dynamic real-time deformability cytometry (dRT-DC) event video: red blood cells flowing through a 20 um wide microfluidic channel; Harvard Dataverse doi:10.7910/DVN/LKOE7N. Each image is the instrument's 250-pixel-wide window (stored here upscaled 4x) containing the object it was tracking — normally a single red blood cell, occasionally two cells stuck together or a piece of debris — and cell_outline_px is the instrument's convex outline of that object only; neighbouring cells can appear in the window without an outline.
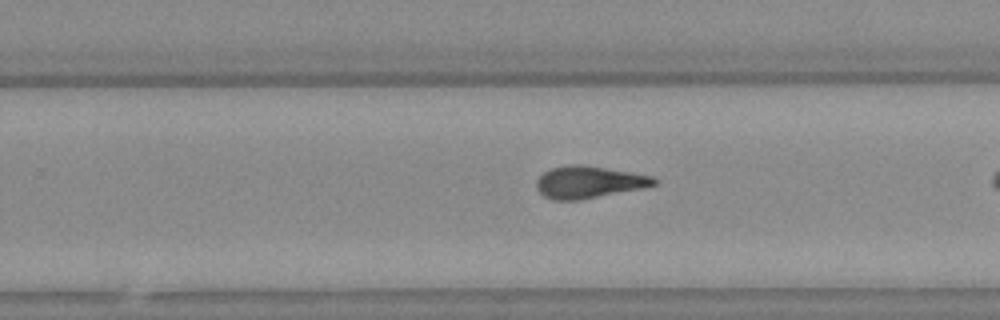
{"species": "Egyptian fruit bat (a non-hibernating species)", "species_latin": "Rousettus aegyptiacus", "temperature_condition": "warm", "stored_images_in_passage": 29, "camera_frame_rate_fps": 3000, "um_per_image_px": 0.085, "animal": {"sex": "female"}, "frame": {"image": 1, "passage_image": 19, "time_ms": 6.0, "image_size_px": [1000, 320], "cell_outline_px": [[660, 180], [656, 184], [640, 188], [580, 200], [552, 200], [544, 196], [536, 188], [536, 180], [544, 172], [552, 168], [568, 164], [584, 164], [632, 172], [652, 176]], "centroid_in_image_um": [50.03, 15.47], "position_along_channel_um": 279.8, "area_um2": 22.02}, "authors_computed_cell_mechanics": {"area_um2": 21.675, "velocity_mm_per_s": 3.788, "shape_relaxation_time_tau1_ms": 10.7851, "shape_relaxation_time_tau2_ms": 4.0341, "deformation_change_tau1": 0.3098, "deformation_change_tau2": 0.1461}}